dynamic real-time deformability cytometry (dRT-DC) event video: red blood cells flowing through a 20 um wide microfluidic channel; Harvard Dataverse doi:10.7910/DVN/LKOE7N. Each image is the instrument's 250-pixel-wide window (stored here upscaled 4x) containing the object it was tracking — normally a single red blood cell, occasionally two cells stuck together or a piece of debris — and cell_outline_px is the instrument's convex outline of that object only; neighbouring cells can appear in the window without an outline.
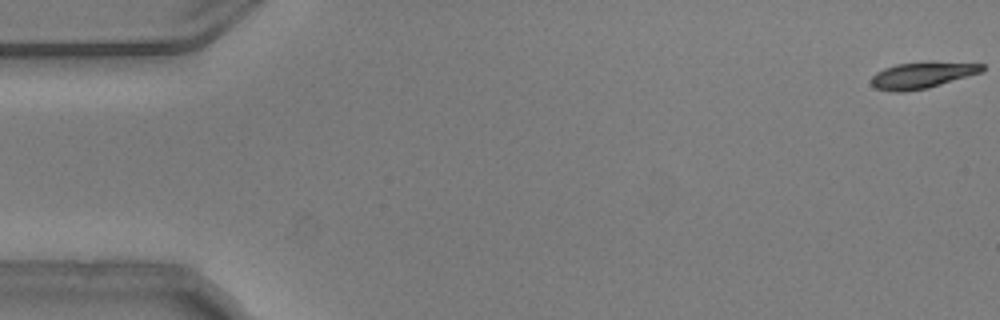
{"species": "common noctule bat (a hibernating species)", "species_latin": "Nyctalus noctula", "temperature_condition": "warm", "stored_images_in_passage": 55, "camera_frame_rate_fps": 3000, "um_per_image_px": 0.085, "animal": {"sex": "male", "body_mass_g": 20.5, "forearm_length_mm": 52.5}, "frame": {"image": 1, "passage_image": 1, "time_ms": 0.0, "image_size_px": [1000, 320], "cell_outline_px": [[984, 68], [980, 72], [928, 88], [904, 92], [892, 92], [876, 88], [872, 84], [872, 76], [876, 72], [884, 68], [896, 64], [932, 60], [984, 64]], "centroid_in_image_um": [78.37, 6.36], "position_along_channel_um": 6.6, "area_um2": 17.22}}
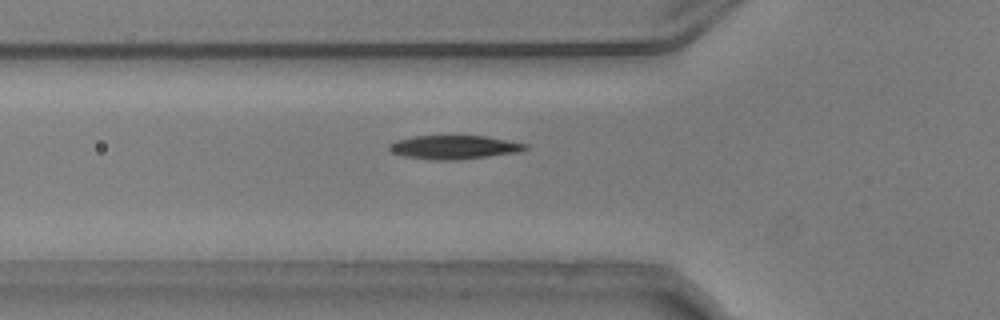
{"frame": {"image": 2, "passage_image": 19, "time_ms": 6.0, "image_size_px": [1000, 320], "cell_outline_px": [[528, 148], [520, 152], [456, 160], [436, 160], [404, 156], [392, 152], [388, 148], [396, 140], [412, 136], [488, 136], [528, 144]], "centroid_in_image_um": [38.64, 12.51], "position_along_channel_um": 87.2, "area_um2": 18.73}}
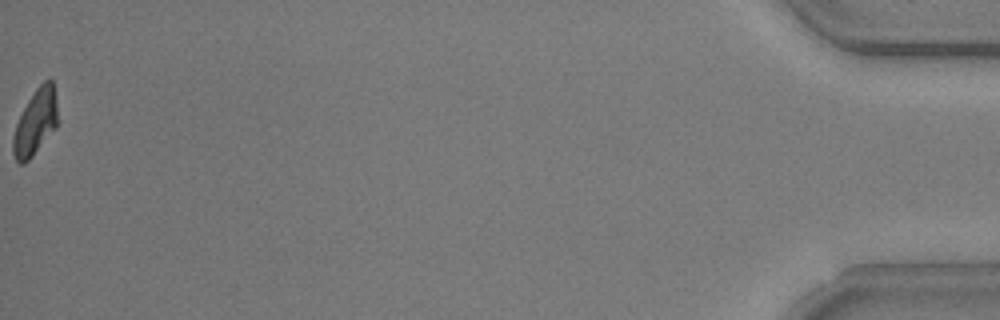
{"frame": {"image": 3, "passage_image": 55, "time_ms": 18.0, "image_size_px": [1000, 320], "cell_outline_px": [[56, 128], [32, 156], [24, 164], [20, 164], [16, 160], [12, 152], [12, 140], [16, 124], [28, 100], [36, 88], [44, 80], [52, 80], [56, 100]], "centroid_in_image_um": [2.99, 10.41], "position_along_channel_um": 432.2, "area_um2": 16.76}, "authors_computed_cell_mechanics": {"area_um2": 18.207, "velocity_mm_per_s": 3.7276, "shape_relaxation_time_tau1_ms": 2.6966, "shape_relaxation_time_tau2_ms": 7.1469, "deformation_change_tau1": 0.1813, "deformation_change_tau2": 0.156}}